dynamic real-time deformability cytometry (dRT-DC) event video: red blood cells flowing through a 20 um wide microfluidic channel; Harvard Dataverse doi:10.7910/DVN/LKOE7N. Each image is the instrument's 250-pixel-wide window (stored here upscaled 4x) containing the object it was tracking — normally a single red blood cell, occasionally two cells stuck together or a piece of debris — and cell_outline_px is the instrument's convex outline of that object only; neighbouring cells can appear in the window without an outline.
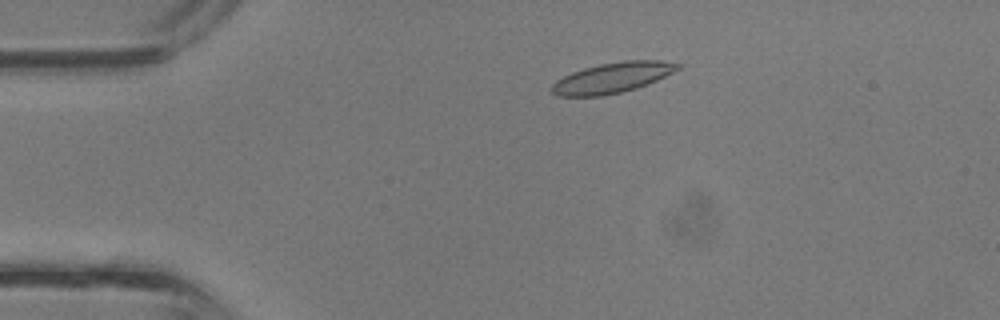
{"species": "common noctule bat (a hibernating species)", "species_latin": "Nyctalus noctula", "temperature_condition": "room temperature", "stored_images_in_passage": 34, "camera_frame_rate_fps": 3000, "um_per_image_px": 0.085, "animal": {"sex": "male", "body_mass_g": 13.3}, "frame": {"image": 1, "passage_image": 6, "time_ms": 1.667, "image_size_px": [1000, 320], "cell_outline_px": [[680, 68], [656, 80], [636, 88], [620, 92], [600, 96], [556, 96], [552, 92], [552, 84], [556, 80], [572, 72], [584, 68], [600, 64], [624, 60], [660, 60], [680, 64]], "centroid_in_image_um": [52.02, 6.6], "position_along_channel_um": 33.0, "area_um2": 22.02}}
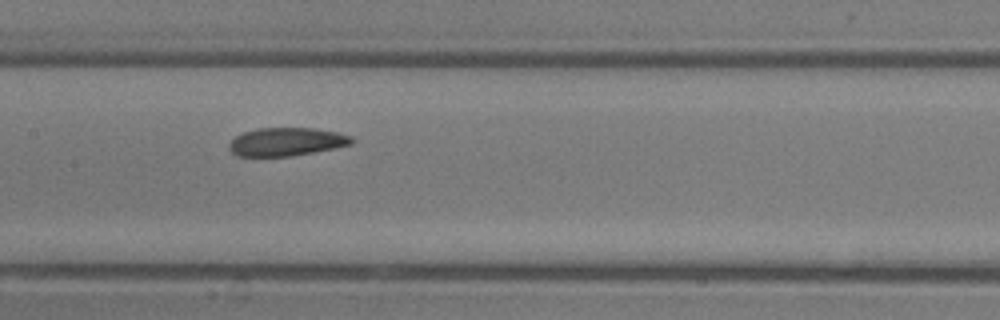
{"frame": {"image": 2, "passage_image": 17, "time_ms": 5.333, "image_size_px": [1000, 320], "cell_outline_px": [[352, 144], [336, 148], [292, 156], [236, 156], [228, 148], [228, 144], [236, 136], [244, 132], [256, 128], [312, 128], [336, 132], [352, 136]], "centroid_in_image_um": [24.33, 12.05], "position_along_channel_um": 183.1, "area_um2": 20.17}}
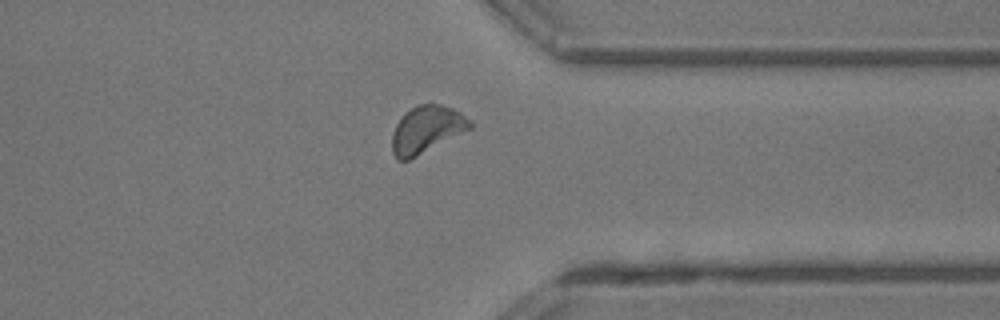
{"frame": {"image": 3, "passage_image": 28, "time_ms": 9.0, "image_size_px": [1000, 320], "cell_outline_px": [[472, 128], [408, 160], [396, 160], [392, 152], [392, 136], [396, 124], [416, 104], [440, 104], [452, 108], [460, 112], [472, 124]], "centroid_in_image_um": [36.25, 11.01], "position_along_channel_um": 375.2, "area_um2": 20.92}}